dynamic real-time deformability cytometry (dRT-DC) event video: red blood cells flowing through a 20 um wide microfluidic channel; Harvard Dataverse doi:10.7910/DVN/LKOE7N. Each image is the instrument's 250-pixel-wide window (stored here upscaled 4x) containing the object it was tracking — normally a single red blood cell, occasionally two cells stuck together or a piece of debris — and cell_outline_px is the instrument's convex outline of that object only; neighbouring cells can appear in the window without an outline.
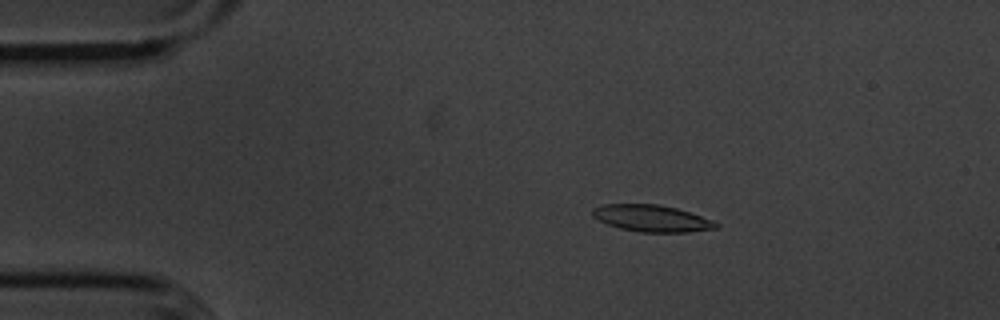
{"species": "common noctule bat (a hibernating species)", "species_latin": "Nyctalus noctula", "temperature_condition": "cold", "stored_images_in_passage": 49, "camera_frame_rate_fps": 3000, "um_per_image_px": 0.085, "animal": {"sex": "male", "body_mass_g": 20.1, "forearm_length_mm": 53.5}, "frame": {"image": 1, "passage_image": 4, "time_ms": 1.0, "image_size_px": [1000, 320], "cell_outline_px": [[720, 228], [688, 232], [640, 232], [620, 228], [608, 224], [592, 216], [592, 208], [604, 204], [660, 204], [676, 208], [712, 220], [720, 224]], "centroid_in_image_um": [55.41, 18.56], "position_along_channel_um": 29.6, "area_um2": 19.19}}
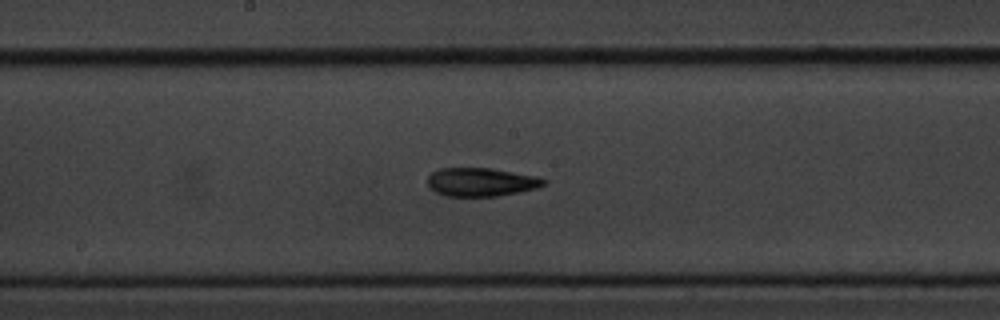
{"frame": {"image": 2, "passage_image": 23, "time_ms": 7.333, "image_size_px": [1000, 320], "cell_outline_px": [[548, 180], [544, 184], [536, 188], [520, 192], [496, 196], [444, 196], [428, 188], [428, 176], [432, 172], [440, 168], [492, 168], [536, 176]], "centroid_in_image_um": [40.87, 15.47], "position_along_channel_um": 207.3, "area_um2": 19.36}}
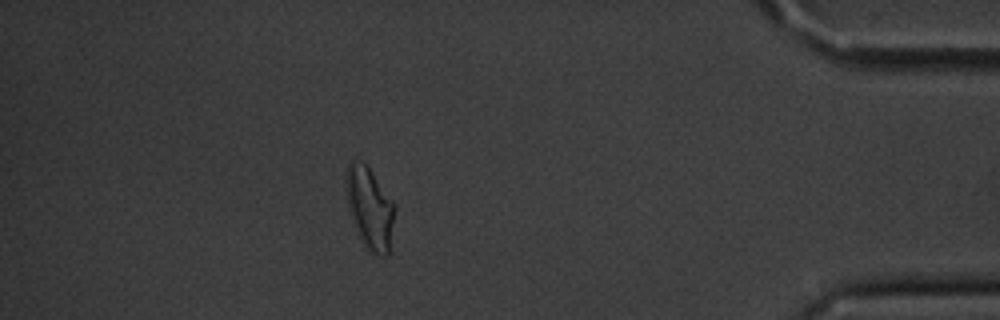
{"frame": {"image": 3, "passage_image": 43, "time_ms": 14.0, "image_size_px": [1000, 320], "cell_outline_px": [[396, 208], [388, 256], [380, 256], [368, 252], [360, 240], [356, 232], [348, 208], [348, 164], [352, 160], [356, 160], [364, 164], [372, 172], [396, 204]], "centroid_in_image_um": [31.48, 17.78], "position_along_channel_um": 403.7, "area_um2": 23.0}, "authors_computed_cell_mechanics": {"area_um2": 19.4786, "velocity_mm_per_s": 3.6008, "shape_relaxation_time_tau1_ms": 5.7526, "shape_relaxation_time_tau2_ms": 4.4577, "deformation_change_tau1": 0.1765, "deformation_change_tau2": 0.1372}}